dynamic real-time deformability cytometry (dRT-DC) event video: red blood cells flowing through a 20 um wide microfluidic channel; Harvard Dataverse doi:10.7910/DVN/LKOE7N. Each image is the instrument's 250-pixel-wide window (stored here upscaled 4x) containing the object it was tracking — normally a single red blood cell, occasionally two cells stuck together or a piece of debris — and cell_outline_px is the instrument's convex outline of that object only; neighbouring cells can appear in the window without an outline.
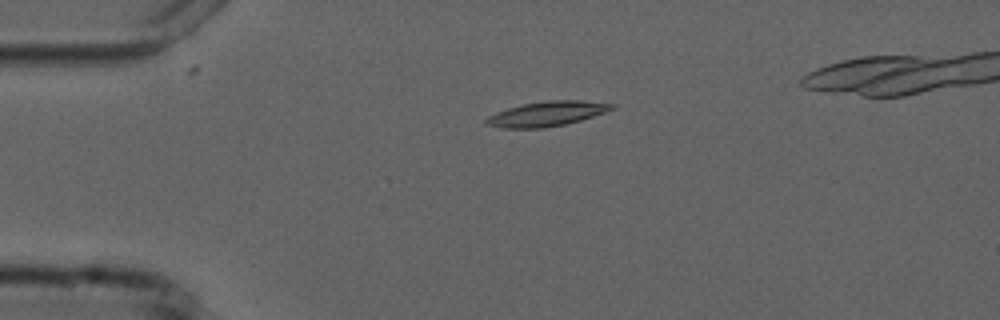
{"species": "common noctule bat (a hibernating species)", "species_latin": "Nyctalus noctula", "temperature_condition": "cold", "stored_images_in_passage": 2, "camera_frame_rate_fps": 3000, "um_per_image_px": 0.085, "animal": {"sex": "male", "forearm_length_mm": 52.5}, "frame": {"image": 1, "passage_image": 1, "time_ms": 0.0, "image_size_px": [1000, 320], "cell_outline_px": [[616, 108], [580, 120], [564, 124], [544, 128], [504, 128], [484, 124], [484, 120], [488, 116], [508, 108], [524, 104], [548, 100], [580, 100], [616, 104]], "centroid_in_image_um": [46.48, 9.67], "position_along_channel_um": 38.5, "area_um2": 17.98}}